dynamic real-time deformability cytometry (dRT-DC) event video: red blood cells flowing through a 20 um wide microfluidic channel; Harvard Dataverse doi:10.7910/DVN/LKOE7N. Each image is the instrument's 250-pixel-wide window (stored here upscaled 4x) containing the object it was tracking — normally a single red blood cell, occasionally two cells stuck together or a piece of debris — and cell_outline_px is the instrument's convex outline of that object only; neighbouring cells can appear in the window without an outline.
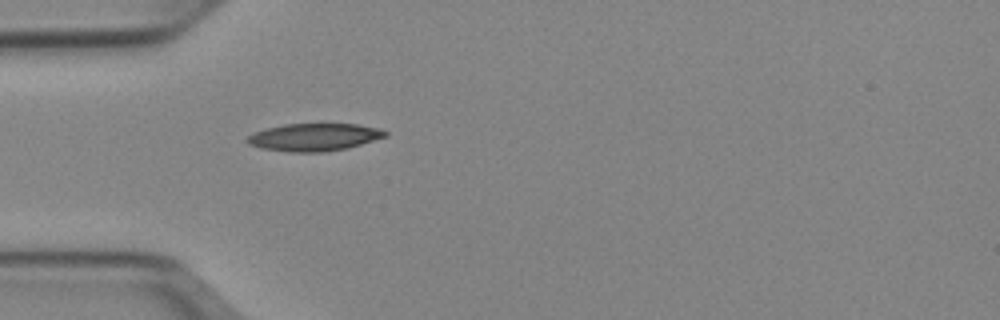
{"species": "Egyptian fruit bat (a non-hibernating species)", "species_latin": "Rousettus aegyptiacus", "temperature_condition": "cold", "stored_images_in_passage": 37, "camera_frame_rate_fps": 3000, "um_per_image_px": 0.085, "animal": {"sex": "female"}, "frame": {"image": 1, "passage_image": 1, "time_ms": 0.0, "image_size_px": [1000, 320], "cell_outline_px": [[388, 136], [360, 144], [344, 148], [320, 152], [288, 152], [260, 148], [248, 144], [244, 140], [252, 132], [264, 128], [284, 124], [356, 124], [380, 128], [388, 132]], "centroid_in_image_um": [26.64, 11.65], "position_along_channel_um": 58.4, "area_um2": 22.25}}
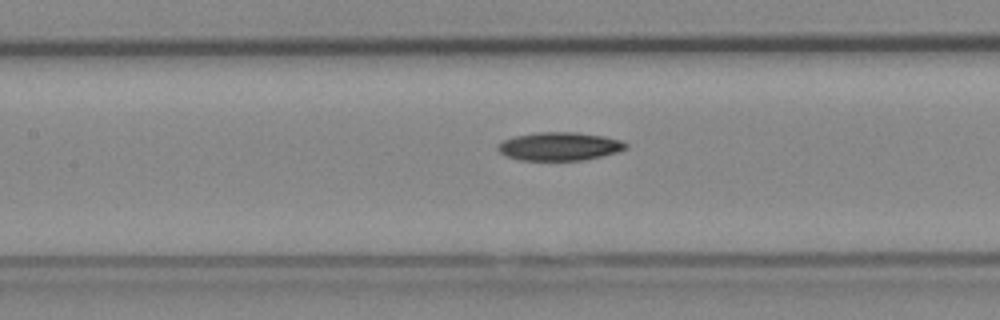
{"frame": {"image": 2, "passage_image": 9, "time_ms": 2.667, "image_size_px": [1000, 320], "cell_outline_px": [[628, 148], [616, 152], [584, 160], [520, 160], [504, 156], [496, 148], [504, 140], [512, 136], [536, 132], [576, 132], [604, 136], [620, 140], [628, 144]], "centroid_in_image_um": [47.53, 12.43], "position_along_channel_um": 159.9, "area_um2": 21.15}}
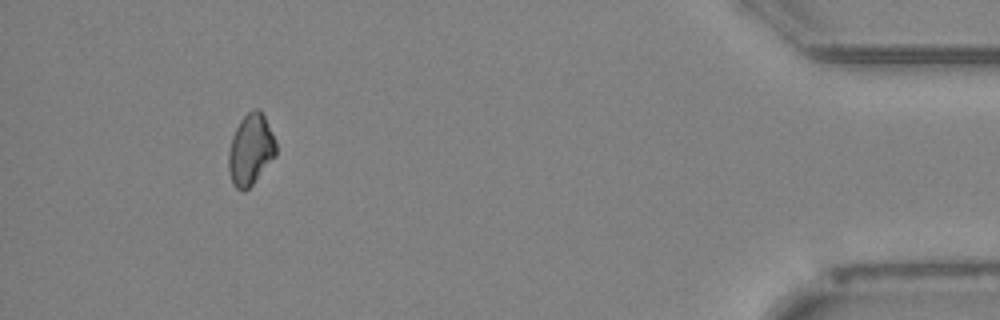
{"frame": {"image": 3, "passage_image": 33, "time_ms": 10.667, "image_size_px": [1000, 320], "cell_outline_px": [[276, 156], [252, 184], [244, 192], [236, 188], [232, 184], [228, 172], [228, 152], [232, 136], [240, 120], [252, 108], [260, 108], [276, 140]], "centroid_in_image_um": [21.29, 12.71], "position_along_channel_um": 413.9, "area_um2": 19.83}, "authors_computed_cell_mechanics": {"area_um2": 20.519, "velocity_mm_per_s": 3.9514, "shape_relaxation_time_tau1_ms": 6.6078, "shape_relaxation_time_tau2_ms": null, "deformation_change_tau1": 0.1099, "deformation_change_tau2": null}}